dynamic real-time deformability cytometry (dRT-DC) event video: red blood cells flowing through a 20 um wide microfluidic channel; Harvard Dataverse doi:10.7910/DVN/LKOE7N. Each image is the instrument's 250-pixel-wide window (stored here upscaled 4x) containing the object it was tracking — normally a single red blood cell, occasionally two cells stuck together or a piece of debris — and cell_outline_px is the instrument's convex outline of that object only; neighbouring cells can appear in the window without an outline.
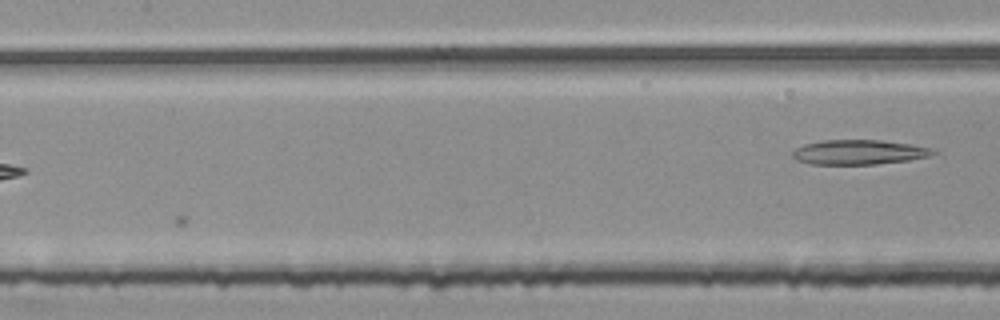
{"species": "common noctule bat (a hibernating species)", "species_latin": "Nyctalus noctula", "temperature_condition": "room temperature", "stored_images_in_passage": 13, "camera_frame_rate_fps": 3000, "um_per_image_px": 0.085, "animal": {"sex": "female", "body_mass_g": 25.1}, "frame": {"image": 1, "passage_image": 13, "time_ms": 4.0, "image_size_px": [1000, 320], "cell_outline_px": [[936, 152], [928, 156], [908, 160], [876, 164], [812, 164], [796, 160], [792, 156], [792, 152], [796, 148], [804, 144], [824, 140], [880, 140], [908, 144], [932, 148]], "centroid_in_image_um": [72.96, 12.93], "position_along_channel_um": 134.4, "area_um2": 20.0}}